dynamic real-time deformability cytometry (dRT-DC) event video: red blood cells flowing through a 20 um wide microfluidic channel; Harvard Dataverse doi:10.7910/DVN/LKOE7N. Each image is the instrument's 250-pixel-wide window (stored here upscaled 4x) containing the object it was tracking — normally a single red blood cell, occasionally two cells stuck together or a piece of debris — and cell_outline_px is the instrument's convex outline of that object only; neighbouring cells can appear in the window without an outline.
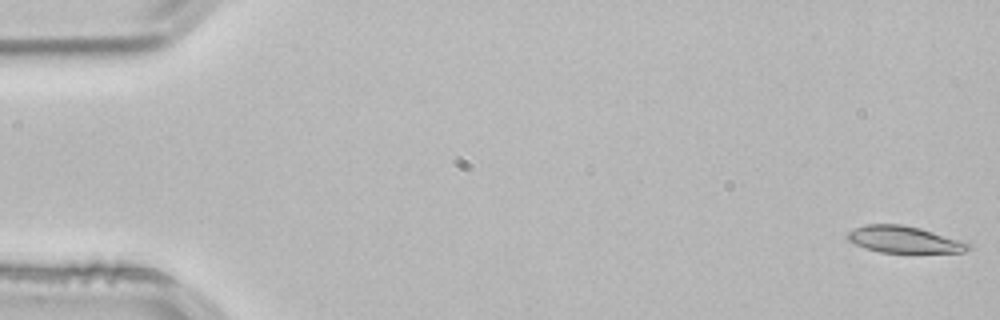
{"species": "common noctule bat (a hibernating species)", "species_latin": "Nyctalus noctula", "temperature_condition": "room temperature", "stored_images_in_passage": 53, "camera_frame_rate_fps": 3000, "um_per_image_px": 0.085, "animal": {"sex": "male", "body_mass_g": 21.5, "forearm_length_mm": 52.0}, "frame": {"image": 1, "passage_image": 1, "time_ms": 0.0, "image_size_px": [1000, 320], "cell_outline_px": [[972, 248], [964, 252], [880, 252], [864, 248], [848, 240], [848, 232], [864, 224], [900, 224], [920, 228], [968, 240], [972, 244]], "centroid_in_image_um": [76.96, 20.35], "position_along_channel_um": 8.0, "area_um2": 19.07}}
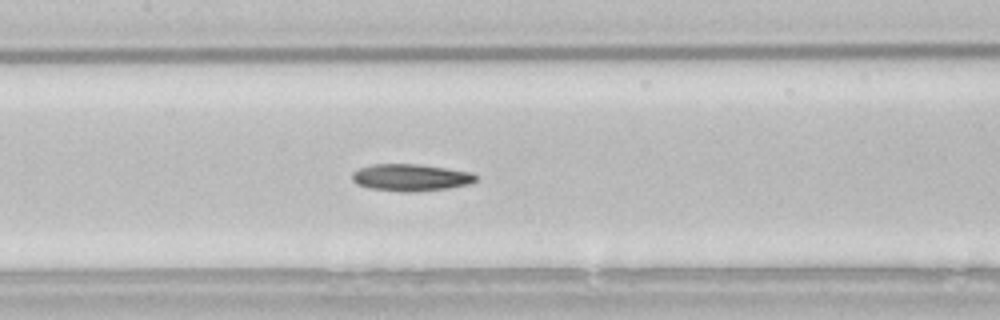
{"frame": {"image": 2, "passage_image": 25, "time_ms": 8.0, "image_size_px": [1000, 320], "cell_outline_px": [[476, 180], [468, 184], [448, 188], [412, 192], [400, 192], [368, 188], [356, 184], [352, 180], [352, 172], [360, 168], [372, 164], [420, 164], [472, 172], [476, 176]], "centroid_in_image_um": [34.87, 15.09], "position_along_channel_um": 172.5, "area_um2": 19.54}}
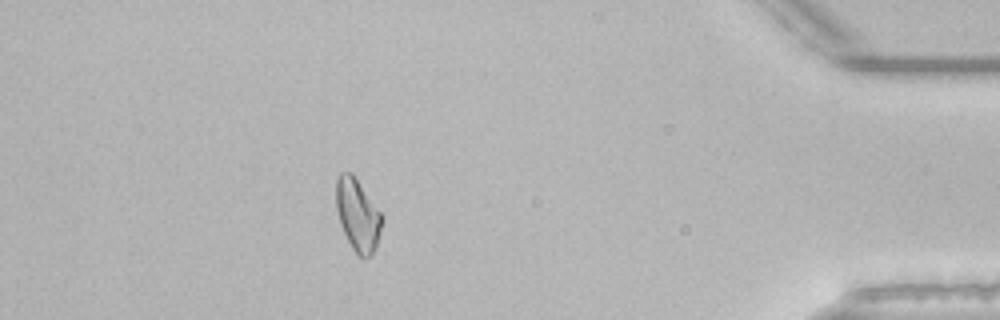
{"frame": {"image": 3, "passage_image": 47, "time_ms": 15.333, "image_size_px": [1000, 320], "cell_outline_px": [[384, 216], [380, 232], [376, 244], [372, 252], [364, 260], [352, 248], [340, 224], [336, 208], [336, 180], [340, 172], [352, 172]], "centroid_in_image_um": [30.4, 18.23], "position_along_channel_um": 404.8, "area_um2": 19.19}}